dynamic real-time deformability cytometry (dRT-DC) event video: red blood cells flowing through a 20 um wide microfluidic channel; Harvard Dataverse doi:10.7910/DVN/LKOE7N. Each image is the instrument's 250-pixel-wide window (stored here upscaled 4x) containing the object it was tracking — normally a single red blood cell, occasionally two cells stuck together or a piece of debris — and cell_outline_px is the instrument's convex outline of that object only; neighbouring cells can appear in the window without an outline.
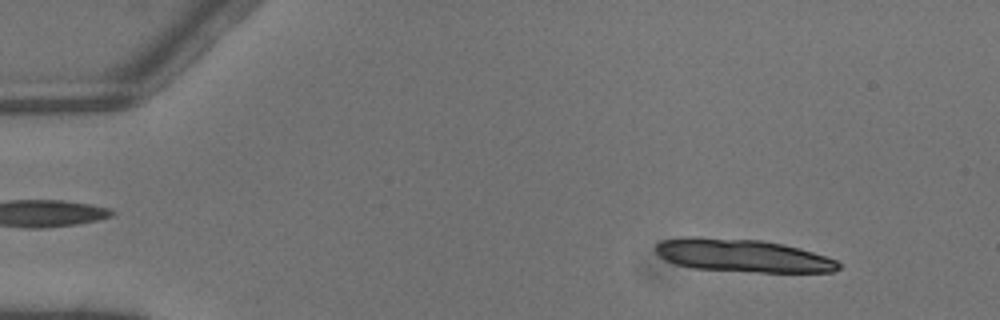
{"species": "common noctule bat (a hibernating species)", "species_latin": "Nyctalus noctula", "temperature_condition": "warm", "stored_images_in_passage": 4, "camera_frame_rate_fps": 3000, "um_per_image_px": 0.085, "animal": {"sex": "male", "body_mass_g": 13.3}, "frame": {"image": 1, "passage_image": 1, "time_ms": 0.0, "image_size_px": [1000, 320], "cell_outline_px": [[840, 268], [832, 272], [760, 272], [692, 268], [676, 264], [664, 260], [656, 252], [656, 244], [660, 240], [684, 236], [700, 236], [760, 240], [784, 244], [800, 248], [836, 260], [840, 264]], "centroid_in_image_um": [63.06, 21.71], "position_along_channel_um": 21.9, "area_um2": 35.26}}
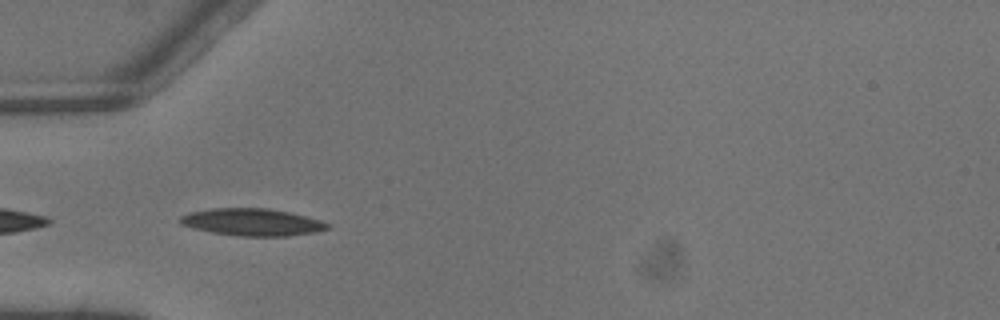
{"frame": {"image": 2, "passage_image": 3, "time_ms": 0.667, "image_size_px": [1000, 320], "cell_outline_px": [[332, 224], [328, 228], [312, 232], [288, 236], [240, 236], [212, 232], [180, 224], [180, 216], [188, 212], [212, 208], [268, 208], [288, 212], [320, 220]], "centroid_in_image_um": [21.42, 18.87], "position_along_channel_um": 63.6, "area_um2": 23.12}}
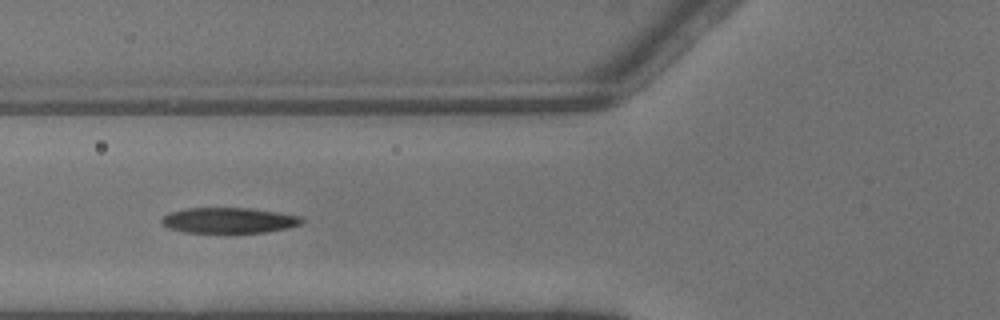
{"frame": {"image": 3, "passage_image": 4, "time_ms": 1.0, "image_size_px": [1000, 320], "cell_outline_px": [[304, 224], [288, 228], [268, 232], [224, 236], [184, 232], [168, 228], [160, 224], [160, 220], [168, 212], [184, 208], [248, 208], [276, 212], [300, 216], [304, 220]], "centroid_in_image_um": [19.42, 18.79], "position_along_channel_um": 106.4, "area_um2": 22.2}}